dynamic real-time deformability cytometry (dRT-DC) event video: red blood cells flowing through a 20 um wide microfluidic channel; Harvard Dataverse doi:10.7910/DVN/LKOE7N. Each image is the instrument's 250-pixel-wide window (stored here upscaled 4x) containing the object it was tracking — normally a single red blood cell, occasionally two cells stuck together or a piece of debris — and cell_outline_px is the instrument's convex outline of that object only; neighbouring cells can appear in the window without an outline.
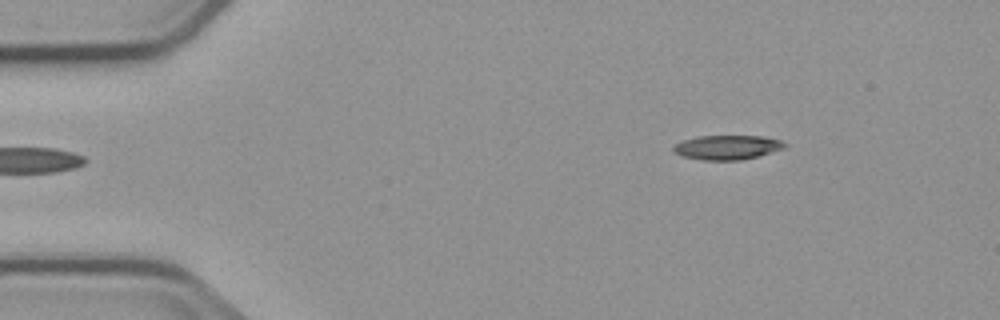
{"species": "common noctule bat (a hibernating species)", "species_latin": "Nyctalus noctula", "temperature_condition": "cold", "stored_images_in_passage": 2, "camera_frame_rate_fps": 3000, "um_per_image_px": 0.085, "animal": {"sex": "male", "body_mass_g": 23.1, "forearm_length_mm": 52.7}, "frame": {"image": 1, "passage_image": 2, "time_ms": 1.333, "image_size_px": [1000, 320], "cell_outline_px": [[788, 144], [784, 148], [756, 156], [740, 160], [704, 160], [684, 156], [676, 152], [672, 148], [676, 144], [684, 140], [700, 136], [760, 136], [780, 140]], "centroid_in_image_um": [61.83, 12.52], "position_along_channel_um": 23.2, "area_um2": 15.43}}